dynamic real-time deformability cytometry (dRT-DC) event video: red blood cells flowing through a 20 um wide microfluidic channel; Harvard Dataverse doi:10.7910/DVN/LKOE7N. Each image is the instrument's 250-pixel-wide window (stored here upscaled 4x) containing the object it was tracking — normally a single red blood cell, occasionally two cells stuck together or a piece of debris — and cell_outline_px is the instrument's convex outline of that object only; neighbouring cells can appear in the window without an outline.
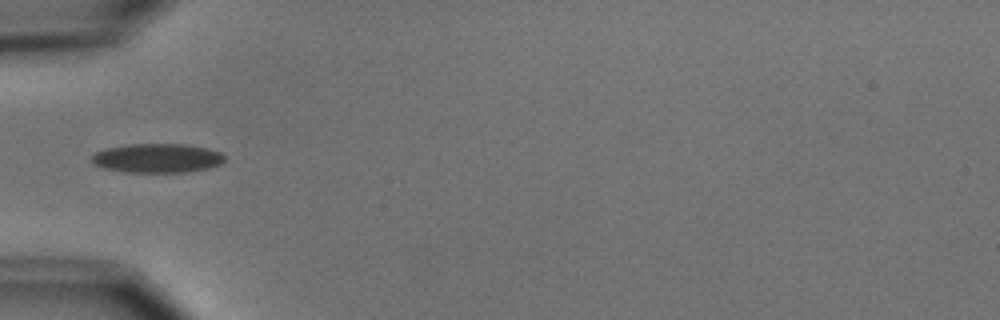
{"species": "common noctule bat (a hibernating species)", "species_latin": "Nyctalus noctula", "temperature_condition": "cold", "stored_images_in_passage": 3, "camera_frame_rate_fps": 3000, "um_per_image_px": 0.085, "animal": {"sex": "male", "body_mass_g": 15.6}, "frame": {"image": 1, "passage_image": 1, "time_ms": 0.0, "image_size_px": [1000, 320], "cell_outline_px": [[224, 160], [220, 164], [208, 168], [188, 172], [124, 172], [104, 168], [96, 164], [92, 160], [92, 156], [96, 152], [108, 148], [128, 144], [184, 144], [208, 148], [220, 152], [224, 156]], "centroid_in_image_um": [13.39, 13.44], "position_along_channel_um": 71.6, "area_um2": 22.43}}
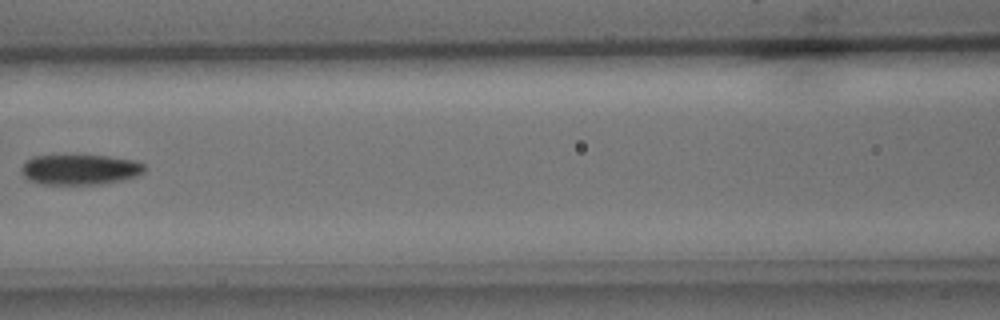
{"frame": {"image": 2, "passage_image": 3, "time_ms": 2.333, "image_size_px": [1000, 320], "cell_outline_px": [[144, 172], [136, 176], [120, 180], [100, 184], [40, 184], [28, 180], [24, 176], [20, 168], [24, 160], [32, 156], [108, 156], [136, 160], [144, 164]], "centroid_in_image_um": [6.76, 14.41], "position_along_channel_um": 159.8, "area_um2": 21.73}}